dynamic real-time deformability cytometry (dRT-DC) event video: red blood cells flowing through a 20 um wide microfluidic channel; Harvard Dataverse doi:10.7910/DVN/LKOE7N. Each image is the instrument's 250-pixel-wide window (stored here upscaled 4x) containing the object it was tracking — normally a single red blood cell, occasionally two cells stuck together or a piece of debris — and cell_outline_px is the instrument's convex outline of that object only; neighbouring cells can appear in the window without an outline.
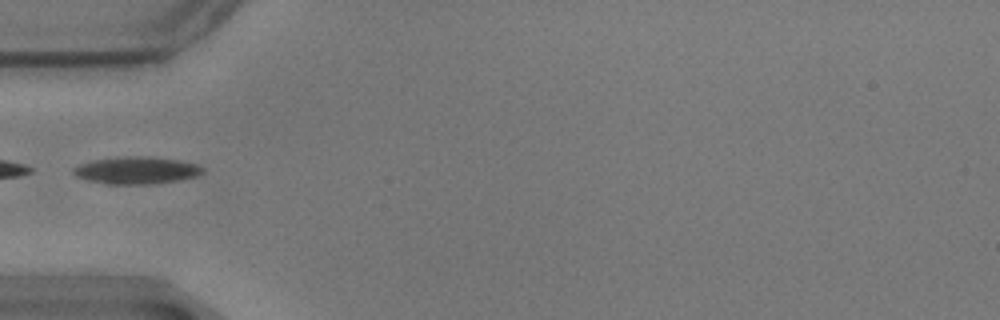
{"species": "common noctule bat (a hibernating species)", "species_latin": "Nyctalus noctula", "temperature_condition": "warm", "stored_images_in_passage": 40, "camera_frame_rate_fps": 3000, "um_per_image_px": 0.085, "animal": {"sex": "male", "body_mass_g": 17.9}, "frame": {"image": 1, "passage_image": 1, "time_ms": 0.0, "image_size_px": [1000, 320], "cell_outline_px": [[204, 172], [196, 176], [176, 180], [152, 184], [108, 184], [88, 180], [76, 176], [72, 172], [72, 168], [80, 164], [92, 160], [120, 156], [148, 156], [180, 160], [196, 164], [204, 168]], "centroid_in_image_um": [11.58, 14.46], "position_along_channel_um": 73.4, "area_um2": 20.58}}
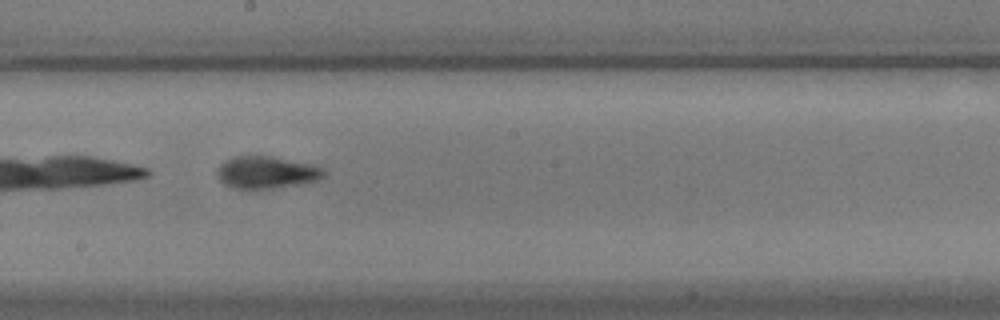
{"frame": {"image": 2, "passage_image": 14, "time_ms": 4.333, "image_size_px": [1000, 320], "cell_outline_px": [[328, 172], [320, 180], [304, 184], [272, 188], [232, 188], [224, 184], [220, 180], [216, 172], [216, 168], [224, 160], [232, 156], [272, 156], [308, 164], [324, 168]], "centroid_in_image_um": [22.66, 14.65], "position_along_channel_um": 225.5, "area_um2": 20.23}}
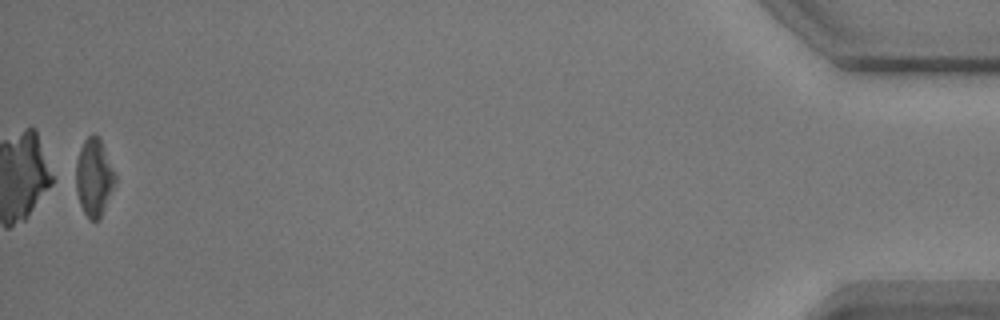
{"frame": {"image": 3, "passage_image": 39, "time_ms": 12.667, "image_size_px": [1000, 320], "cell_outline_px": [[116, 184], [100, 220], [88, 220], [80, 204], [76, 192], [76, 160], [80, 148], [84, 140], [92, 132], [100, 136], [116, 172]], "centroid_in_image_um": [8.02, 15.06], "position_along_channel_um": 427.2, "area_um2": 18.38}}